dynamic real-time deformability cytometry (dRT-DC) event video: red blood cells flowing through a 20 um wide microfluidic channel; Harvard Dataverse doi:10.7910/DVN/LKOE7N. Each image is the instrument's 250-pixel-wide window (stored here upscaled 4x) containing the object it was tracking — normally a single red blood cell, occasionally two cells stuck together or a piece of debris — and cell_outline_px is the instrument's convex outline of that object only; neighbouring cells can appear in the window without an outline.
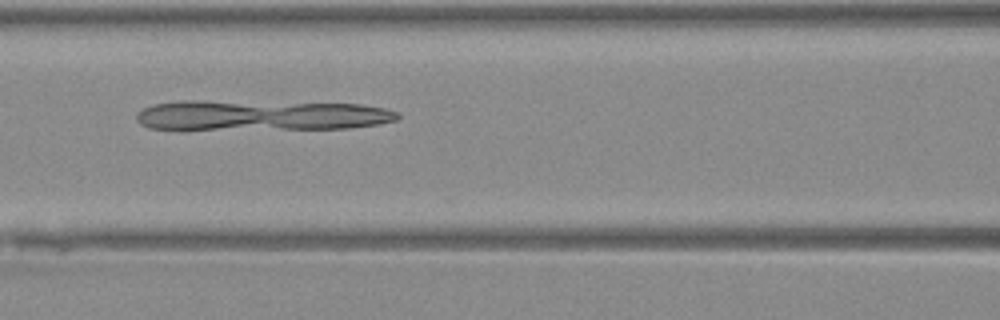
{"species": "Egyptian fruit bat (a non-hibernating species)", "species_latin": "Rousettus aegyptiacus", "temperature_condition": "warm", "stored_images_in_passage": 34, "camera_frame_rate_fps": 3000, "um_per_image_px": 0.085, "animal": {"sex": "female"}, "frame": {"image": 1, "passage_image": 8, "time_ms": 2.333, "image_size_px": [1000, 320], "cell_outline_px": [[400, 116], [396, 120], [380, 124], [348, 128], [148, 128], [140, 124], [136, 120], [136, 112], [152, 104], [180, 100], [204, 100], [360, 104], [384, 108], [400, 112]], "centroid_in_image_um": [22.19, 9.77], "position_along_channel_um": 144.4, "area_um2": 45.89}}
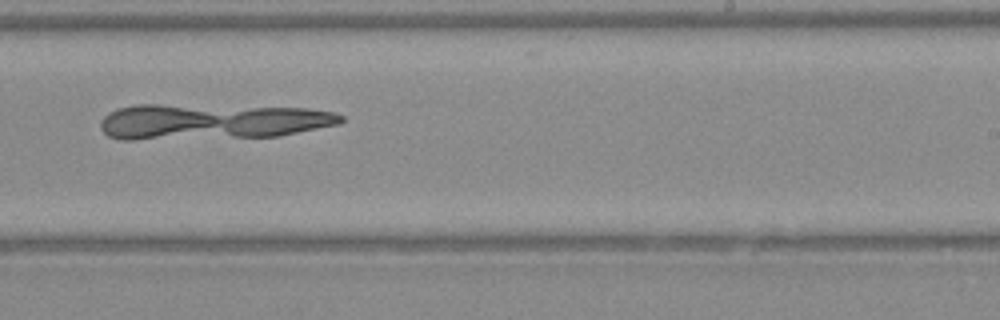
{"frame": {"image": 2, "passage_image": 17, "time_ms": 5.333, "image_size_px": [1000, 320], "cell_outline_px": [[344, 120], [340, 124], [276, 136], [136, 140], [120, 140], [108, 136], [100, 128], [100, 120], [108, 112], [116, 108], [136, 104], [160, 104], [308, 108], [332, 112], [344, 116]], "centroid_in_image_um": [17.92, 10.33], "position_along_channel_um": 271.1, "area_um2": 50.29}}
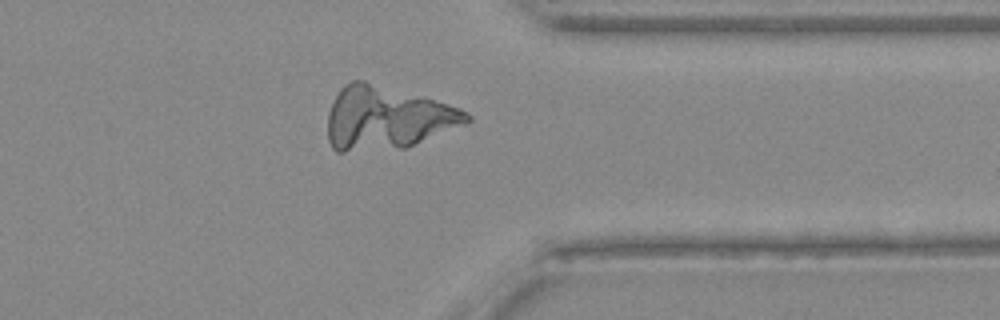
{"frame": {"image": 3, "passage_image": 25, "time_ms": 8.0, "image_size_px": [1000, 320], "cell_outline_px": [[472, 120], [468, 124], [404, 148], [344, 152], [336, 152], [332, 148], [328, 140], [328, 112], [332, 100], [340, 88], [344, 84], [352, 80], [364, 80], [460, 108], [468, 112], [472, 116]], "centroid_in_image_um": [32.87, 10.04], "position_along_channel_um": 378.5, "area_um2": 51.21}}